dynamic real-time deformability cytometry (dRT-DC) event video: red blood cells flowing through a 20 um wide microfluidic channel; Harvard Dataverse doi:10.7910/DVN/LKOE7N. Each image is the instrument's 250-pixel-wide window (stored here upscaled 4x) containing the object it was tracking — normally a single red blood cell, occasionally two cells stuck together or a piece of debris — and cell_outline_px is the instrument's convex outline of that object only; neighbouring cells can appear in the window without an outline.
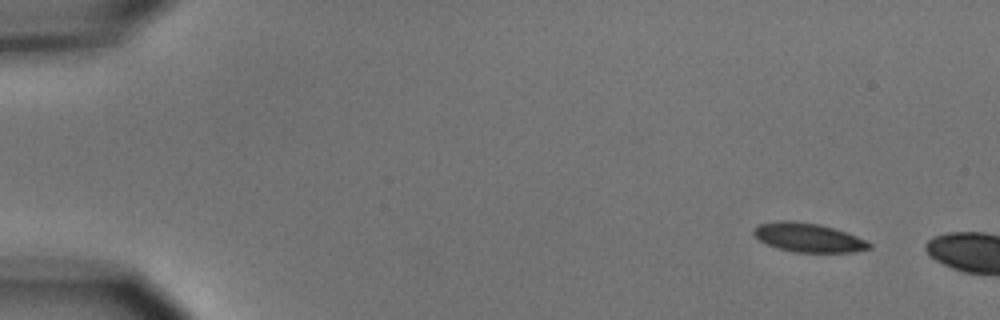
{"species": "common noctule bat (a hibernating species)", "species_latin": "Nyctalus noctula", "temperature_condition": "cold", "stored_images_in_passage": 2, "camera_frame_rate_fps": 3000, "um_per_image_px": 0.085, "animal": {"sex": "male", "body_mass_g": 15.6}, "frame": {"image": 1, "passage_image": 1, "time_ms": 0.0, "image_size_px": [1000, 320], "cell_outline_px": [[872, 248], [856, 252], [792, 252], [776, 248], [760, 240], [752, 232], [752, 228], [756, 224], [780, 220], [796, 220], [820, 224], [856, 236], [872, 244]], "centroid_in_image_um": [68.66, 20.18], "position_along_channel_um": 16.3, "area_um2": 19.65}}